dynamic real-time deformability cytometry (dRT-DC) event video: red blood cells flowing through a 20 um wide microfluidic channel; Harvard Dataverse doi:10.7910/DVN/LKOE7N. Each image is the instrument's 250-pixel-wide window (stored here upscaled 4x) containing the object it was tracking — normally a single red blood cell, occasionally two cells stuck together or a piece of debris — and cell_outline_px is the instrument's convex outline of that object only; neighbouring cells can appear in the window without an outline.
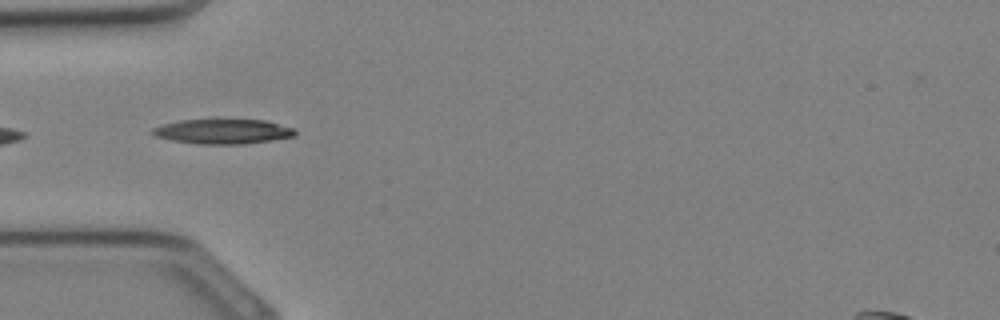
{"species": "Egyptian fruit bat (a non-hibernating species)", "species_latin": "Rousettus aegyptiacus", "temperature_condition": "cold", "stored_images_in_passage": 25, "camera_frame_rate_fps": 3000, "um_per_image_px": 0.085, "animal": {"sex": "female"}, "frame": {"image": 1, "passage_image": 11, "time_ms": 3.333, "image_size_px": [1000, 320], "cell_outline_px": [[296, 136], [272, 140], [244, 144], [196, 144], [172, 140], [156, 136], [152, 132], [152, 128], [164, 124], [180, 120], [212, 116], [216, 116], [264, 120], [296, 128]], "centroid_in_image_um": [18.97, 11.12], "position_along_channel_um": 66.0, "area_um2": 21.79}}